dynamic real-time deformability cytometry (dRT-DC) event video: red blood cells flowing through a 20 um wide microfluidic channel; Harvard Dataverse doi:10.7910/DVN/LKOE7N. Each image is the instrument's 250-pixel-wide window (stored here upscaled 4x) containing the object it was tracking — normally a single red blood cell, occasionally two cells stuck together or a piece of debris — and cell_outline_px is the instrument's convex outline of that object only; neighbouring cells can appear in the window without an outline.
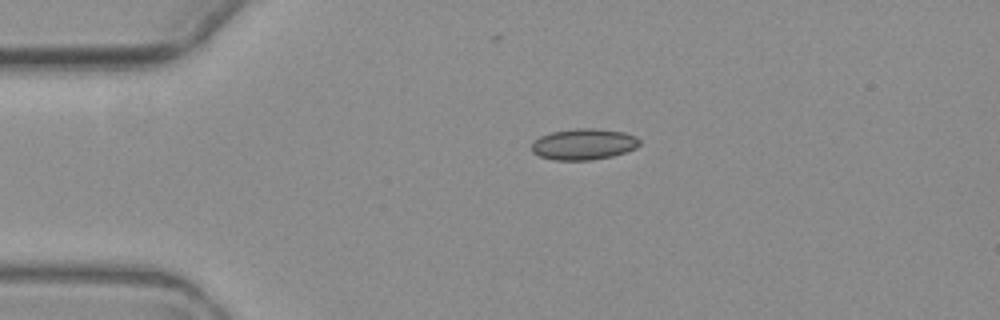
{"species": "common noctule bat (a hibernating species)", "species_latin": "Nyctalus noctula", "temperature_condition": "warm", "stored_images_in_passage": 2, "camera_frame_rate_fps": 3000, "um_per_image_px": 0.085, "animal": {"sex": "female", "body_mass_g": 19.3, "forearm_length_mm": 54.1}, "frame": {"image": 1, "passage_image": 1, "time_ms": 0.0, "image_size_px": [1000, 320], "cell_outline_px": [[640, 144], [636, 148], [612, 156], [592, 160], [556, 160], [540, 156], [532, 152], [532, 144], [540, 136], [552, 132], [576, 128], [596, 128], [624, 132], [636, 136], [640, 140]], "centroid_in_image_um": [49.64, 12.25], "position_along_channel_um": 35.4, "area_um2": 19.54}}